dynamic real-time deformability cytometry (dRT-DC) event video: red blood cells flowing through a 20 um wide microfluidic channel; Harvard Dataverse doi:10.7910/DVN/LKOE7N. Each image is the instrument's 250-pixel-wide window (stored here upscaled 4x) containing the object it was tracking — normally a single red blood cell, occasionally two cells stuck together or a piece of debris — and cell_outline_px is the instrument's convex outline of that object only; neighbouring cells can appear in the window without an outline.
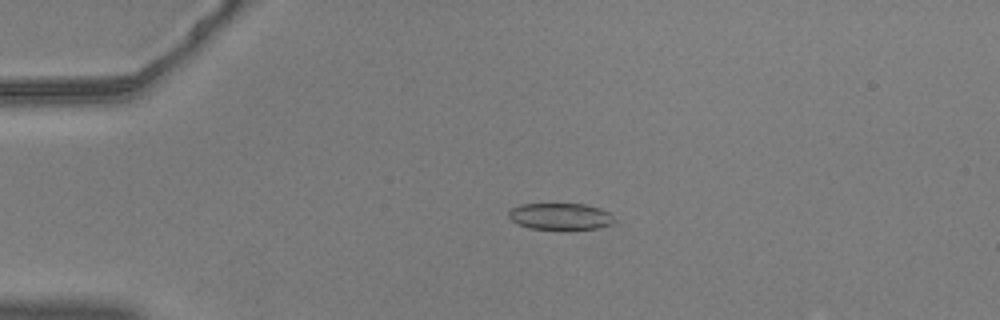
{"species": "common noctule bat (a hibernating species)", "species_latin": "Nyctalus noctula", "temperature_condition": "warm", "stored_images_in_passage": 56, "camera_frame_rate_fps": 3000, "um_per_image_px": 0.085, "animal": {"sex": "male", "body_mass_g": 20.5, "forearm_length_mm": 52.5}, "frame": {"image": 1, "passage_image": 13, "time_ms": 4.0, "image_size_px": [1000, 320], "cell_outline_px": [[612, 224], [596, 228], [528, 228], [516, 224], [508, 216], [508, 212], [512, 208], [520, 204], [584, 204], [600, 208], [608, 212], [612, 216]], "centroid_in_image_um": [47.57, 18.37], "position_along_channel_um": 37.4, "area_um2": 16.01}}
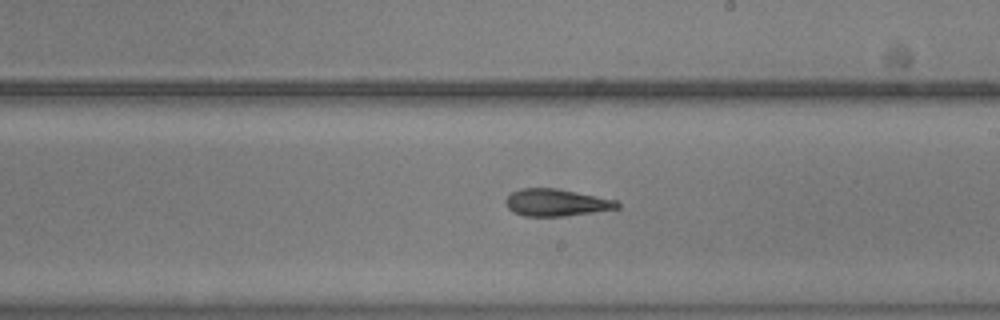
{"frame": {"image": 2, "passage_image": 33, "time_ms": 10.667, "image_size_px": [1000, 320], "cell_outline_px": [[620, 208], [564, 216], [524, 216], [512, 212], [508, 208], [504, 200], [512, 192], [520, 188], [556, 188], [616, 200], [620, 204]], "centroid_in_image_um": [47.25, 17.22], "position_along_channel_um": 241.8, "area_um2": 17.57}}
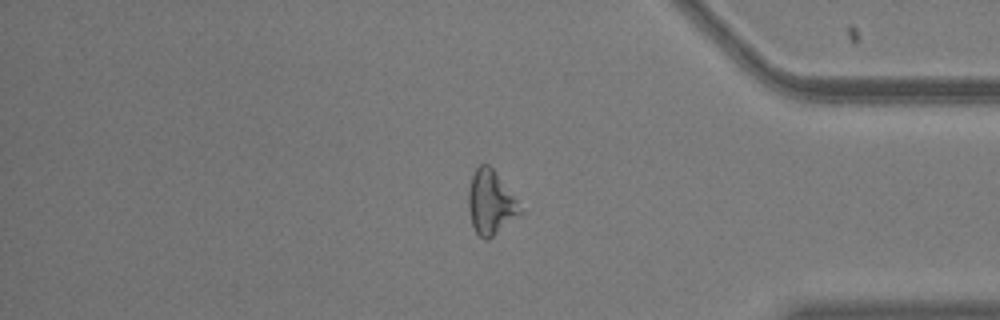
{"frame": {"image": 3, "passage_image": 47, "time_ms": 15.333, "image_size_px": [1000, 320], "cell_outline_px": [[524, 212], [488, 240], [484, 240], [476, 232], [472, 224], [468, 208], [468, 188], [472, 176], [476, 168], [480, 164], [488, 164], [496, 172], [516, 200]], "centroid_in_image_um": [41.69, 17.23], "position_along_channel_um": 393.5, "area_um2": 19.19}, "authors_computed_cell_mechanics": {"area_um2": 17.8024, "velocity_mm_per_s": 3.6894, "shape_relaxation_time_tau1_ms": 9.8318, "shape_relaxation_time_tau2_ms": 3.734, "deformation_change_tau1": 0.1502, "deformation_change_tau2": 0.1528}}